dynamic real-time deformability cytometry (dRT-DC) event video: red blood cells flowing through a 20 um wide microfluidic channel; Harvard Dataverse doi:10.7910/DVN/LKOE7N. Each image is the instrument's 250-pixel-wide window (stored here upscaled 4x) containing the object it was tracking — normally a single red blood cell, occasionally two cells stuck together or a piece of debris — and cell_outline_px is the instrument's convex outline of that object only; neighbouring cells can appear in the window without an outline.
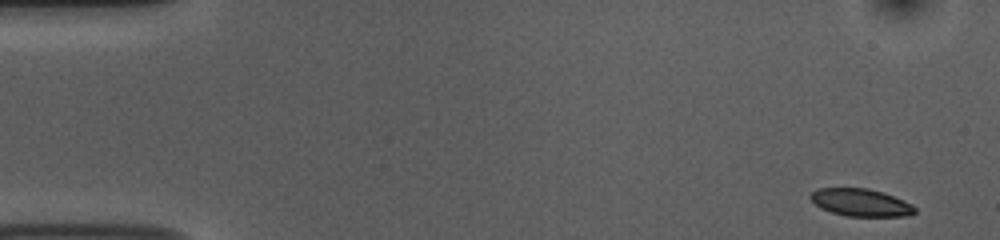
{"species": "common noctule bat (a hibernating species)", "species_latin": "Nyctalus noctula", "temperature_condition": "room temperature", "stored_images_in_passage": 52, "camera_frame_rate_fps": 3000, "um_per_image_px": 0.085, "animal": {"sex": "female", "body_mass_g": 10.0, "forearm_length_mm": 53.1}, "frame": {"image": 1, "passage_image": 1, "time_ms": 0.0, "image_size_px": [1000, 240], "cell_outline_px": [[916, 212], [904, 216], [848, 216], [832, 212], [820, 208], [808, 196], [812, 192], [820, 188], [868, 188], [884, 192], [912, 204], [916, 208]], "centroid_in_image_um": [73.17, 17.21], "position_along_channel_um": 11.8, "area_um2": 16.65}}
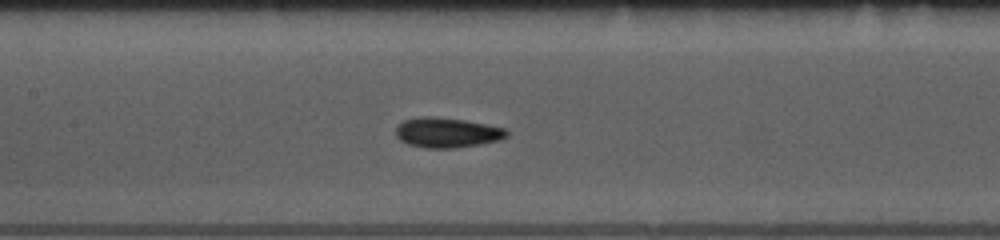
{"frame": {"image": 2, "passage_image": 23, "time_ms": 7.333, "image_size_px": [1000, 240], "cell_outline_px": [[508, 136], [500, 140], [452, 148], [424, 148], [408, 144], [400, 140], [396, 136], [396, 128], [404, 120], [424, 116], [432, 116], [464, 120], [504, 128], [508, 132]], "centroid_in_image_um": [37.97, 11.27], "position_along_channel_um": 169.4, "area_um2": 19.13}}
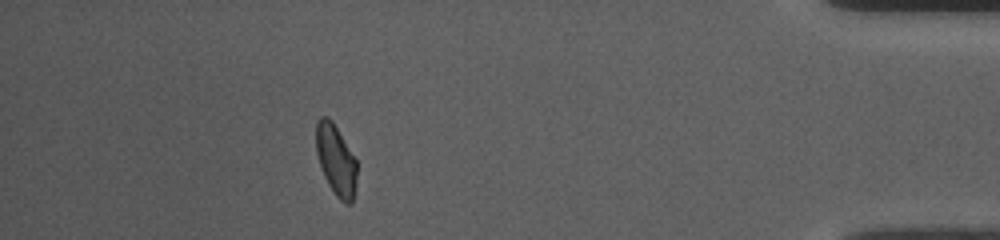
{"frame": {"image": 3, "passage_image": 46, "time_ms": 15.0, "image_size_px": [1000, 240], "cell_outline_px": [[356, 188], [352, 204], [344, 204], [336, 196], [328, 184], [324, 176], [316, 152], [316, 120], [320, 116], [328, 116], [332, 120], [356, 160]], "centroid_in_image_um": [28.55, 13.61], "position_along_channel_um": 406.7, "area_um2": 16.88}, "authors_computed_cell_mechanics": {"area_um2": 17.7735, "velocity_mm_per_s": 3.7489, "shape_relaxation_time_tau1_ms": 2.8485, "shape_relaxation_time_tau2_ms": 2.1008, "deformation_change_tau1": 0.1129, "deformation_change_tau2": 0.072}}